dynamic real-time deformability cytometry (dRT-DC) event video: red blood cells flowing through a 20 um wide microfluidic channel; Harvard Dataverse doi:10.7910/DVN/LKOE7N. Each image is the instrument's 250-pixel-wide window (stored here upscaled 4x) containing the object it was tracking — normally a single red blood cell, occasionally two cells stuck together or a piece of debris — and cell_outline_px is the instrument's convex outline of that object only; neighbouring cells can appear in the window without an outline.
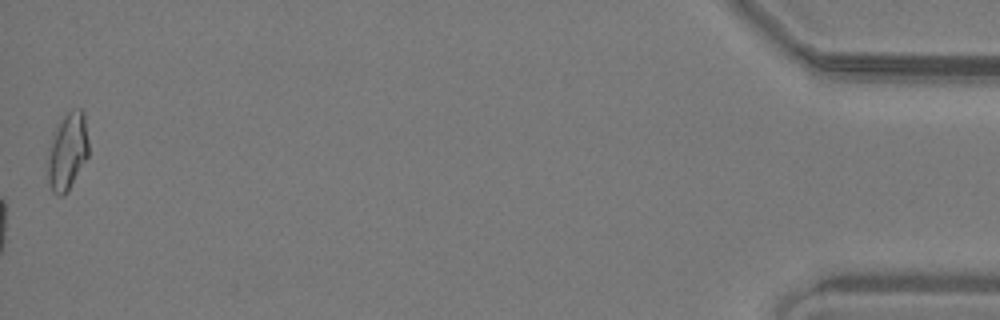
{"species": "common noctule bat (a hibernating species)", "species_latin": "Nyctalus noctula", "temperature_condition": "warm", "stored_images_in_passage": 39, "camera_frame_rate_fps": 3000, "um_per_image_px": 0.085, "animal": {"sex": "male", "body_mass_g": 19.2, "forearm_length_mm": 51.8}, "frame": {"image": 1, "passage_image": 39, "time_ms": 12.667, "image_size_px": [1000, 320], "cell_outline_px": [[88, 156], [68, 192], [64, 196], [60, 196], [52, 192], [48, 180], [48, 156], [52, 132], [64, 116], [72, 108], [80, 108], [84, 112], [88, 140]], "centroid_in_image_um": [5.74, 12.87], "position_along_channel_um": 429.5, "area_um2": 18.55}, "authors_computed_cell_mechanics": {"area_um2": 18.0914, "velocity_mm_per_s": 4.0775, "shape_relaxation_time_tau1_ms": null, "shape_relaxation_time_tau2_ms": 2.5905, "deformation_change_tau1": null, "deformation_change_tau2": 0.1018}}